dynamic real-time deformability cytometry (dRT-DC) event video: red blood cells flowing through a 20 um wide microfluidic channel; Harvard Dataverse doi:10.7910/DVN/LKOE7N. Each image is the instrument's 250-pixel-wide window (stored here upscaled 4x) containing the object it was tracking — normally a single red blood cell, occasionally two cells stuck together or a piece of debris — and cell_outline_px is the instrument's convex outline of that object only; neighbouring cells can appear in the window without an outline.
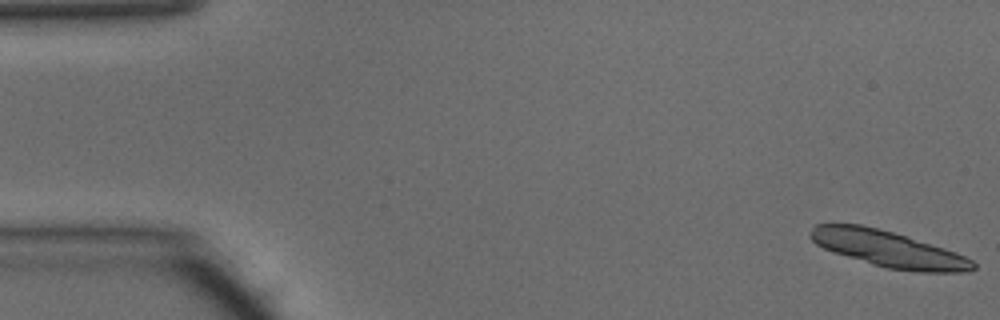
{"species": "common noctule bat (a hibernating species)", "species_latin": "Nyctalus noctula", "temperature_condition": "warm", "stored_images_in_passage": 49, "camera_frame_rate_fps": 3000, "um_per_image_px": 0.085, "animal": {"sex": "male", "body_mass_g": 15.6}, "frame": {"image": 1, "passage_image": 1, "time_ms": 0.0, "image_size_px": [1000, 320], "cell_outline_px": [[976, 268], [968, 272], [920, 272], [888, 268], [872, 264], [832, 252], [816, 244], [808, 236], [812, 228], [816, 224], [860, 224], [892, 232], [944, 248], [956, 252], [972, 260], [976, 264]], "centroid_in_image_um": [75.5, 21.17], "position_along_channel_um": 9.5, "area_um2": 34.04}}
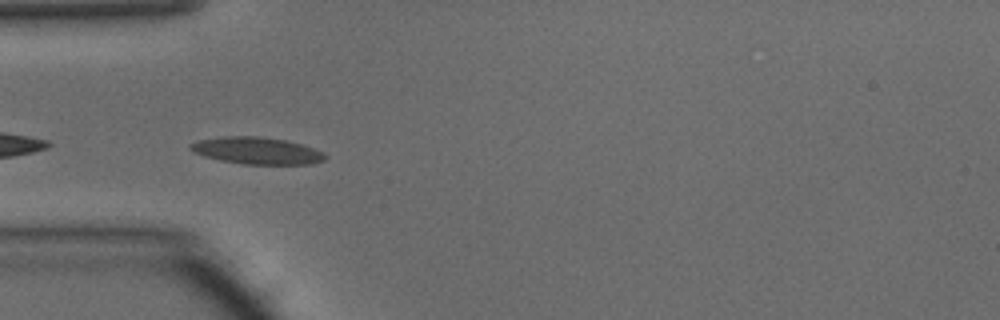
{"frame": {"image": 2, "passage_image": 15, "time_ms": 4.667, "image_size_px": [1000, 320], "cell_outline_px": [[328, 156], [324, 160], [312, 164], [244, 164], [220, 160], [204, 156], [192, 152], [188, 148], [188, 144], [200, 140], [220, 136], [256, 136], [284, 140], [300, 144], [324, 152]], "centroid_in_image_um": [21.8, 12.81], "position_along_channel_um": 63.2, "area_um2": 21.15}}
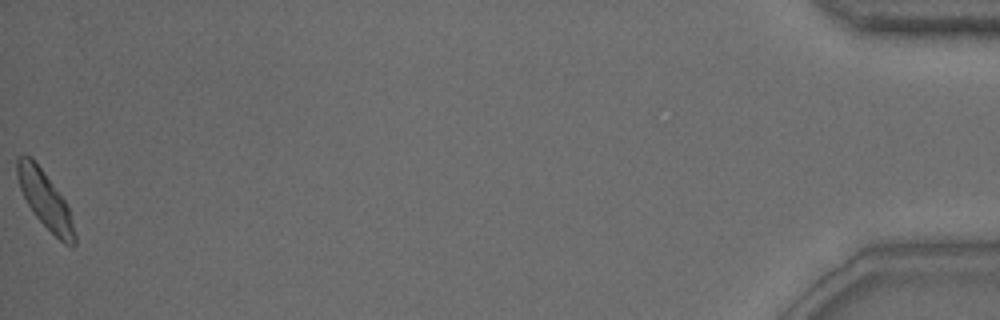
{"frame": {"image": 3, "passage_image": 49, "time_ms": 16.0, "image_size_px": [1000, 320], "cell_outline_px": [[76, 244], [72, 248], [64, 244], [36, 216], [28, 204], [20, 188], [16, 176], [16, 160], [20, 156], [28, 156], [40, 168], [68, 204], [76, 236]], "centroid_in_image_um": [3.86, 17.04], "position_along_channel_um": 431.3, "area_um2": 18.61}, "authors_computed_cell_mechanics": {"area_um2": 19.5942, "velocity_mm_per_s": 4.1447, "shape_relaxation_time_tau1_ms": 3.0162, "shape_relaxation_time_tau2_ms": 2.8634, "deformation_change_tau1": 0.0965, "deformation_change_tau2": 0.0867}}